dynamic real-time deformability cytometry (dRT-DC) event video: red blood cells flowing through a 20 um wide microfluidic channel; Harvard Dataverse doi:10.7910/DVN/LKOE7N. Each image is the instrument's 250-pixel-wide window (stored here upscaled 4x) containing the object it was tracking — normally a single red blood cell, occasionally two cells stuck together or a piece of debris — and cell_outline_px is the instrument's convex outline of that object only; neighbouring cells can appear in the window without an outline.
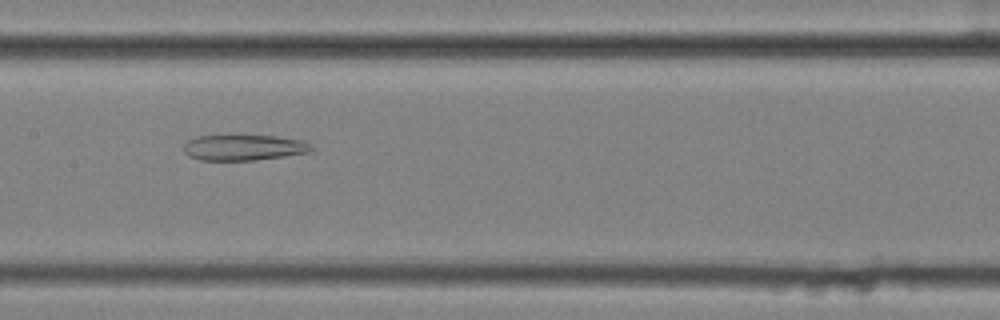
{"species": "common noctule bat (a hibernating species)", "species_latin": "Nyctalus noctula", "temperature_condition": "cold", "stored_images_in_passage": 8, "camera_frame_rate_fps": 3000, "um_per_image_px": 0.085, "animal": {"sex": "female", "body_mass_g": 25.1}, "frame": {"image": 1, "passage_image": 8, "time_ms": 2.333, "image_size_px": [1000, 320], "cell_outline_px": [[312, 152], [256, 160], [200, 160], [188, 156], [184, 152], [184, 144], [188, 140], [196, 136], [276, 136], [300, 140], [308, 144], [312, 148]], "centroid_in_image_um": [20.68, 12.55], "position_along_channel_um": 186.7, "area_um2": 18.96}}